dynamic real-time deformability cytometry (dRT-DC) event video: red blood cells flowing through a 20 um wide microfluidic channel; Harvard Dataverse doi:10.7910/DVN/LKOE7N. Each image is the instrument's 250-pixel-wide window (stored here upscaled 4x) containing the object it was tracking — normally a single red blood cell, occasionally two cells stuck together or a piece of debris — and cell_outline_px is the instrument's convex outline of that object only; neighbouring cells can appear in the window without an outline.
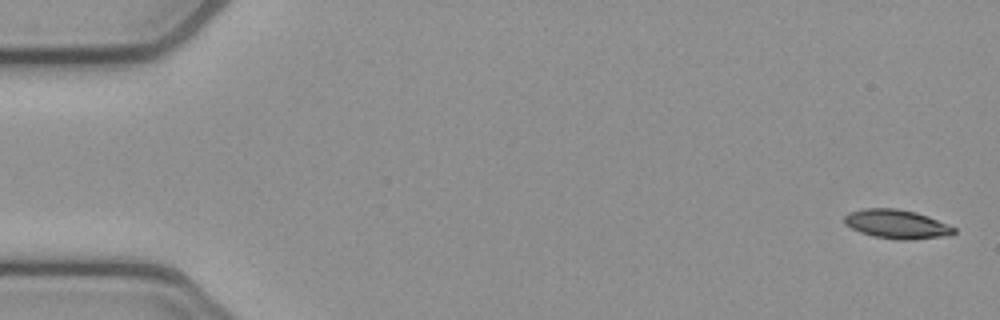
{"species": "common noctule bat (a hibernating species)", "species_latin": "Nyctalus noctula", "temperature_condition": "cold", "stored_images_in_passage": 5, "camera_frame_rate_fps": 3000, "um_per_image_px": 0.085, "animal": {"sex": "female", "body_mass_g": 21.9}, "frame": {"image": 1, "passage_image": 1, "time_ms": 0.0, "image_size_px": [1000, 320], "cell_outline_px": [[956, 232], [952, 236], [908, 240], [896, 240], [872, 236], [860, 232], [844, 224], [844, 216], [848, 212], [864, 208], [896, 208], [916, 212], [928, 216], [948, 224], [956, 228]], "centroid_in_image_um": [76.24, 19.06], "position_along_channel_um": 8.8, "area_um2": 18.84}}
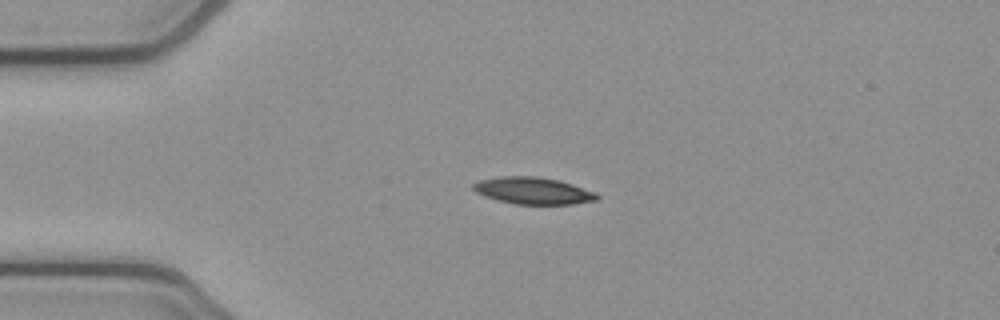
{"frame": {"image": 2, "passage_image": 4, "time_ms": 1.0, "image_size_px": [1000, 320], "cell_outline_px": [[600, 196], [596, 200], [572, 204], [516, 204], [484, 196], [476, 192], [472, 188], [472, 184], [480, 180], [500, 176], [536, 176], [560, 180], [596, 192]], "centroid_in_image_um": [45.32, 16.2], "position_along_channel_um": 39.7, "area_um2": 19.36}}